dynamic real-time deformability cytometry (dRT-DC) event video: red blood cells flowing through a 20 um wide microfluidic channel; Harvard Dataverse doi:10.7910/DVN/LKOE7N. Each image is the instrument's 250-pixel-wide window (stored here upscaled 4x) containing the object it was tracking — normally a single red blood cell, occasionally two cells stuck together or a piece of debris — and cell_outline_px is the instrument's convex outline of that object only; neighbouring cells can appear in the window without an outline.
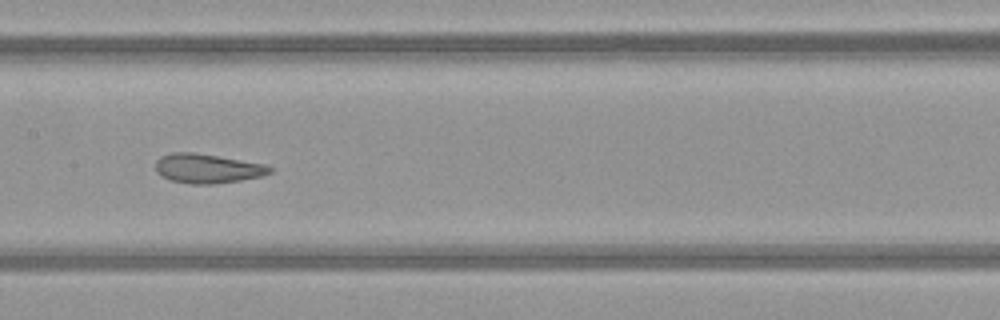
{"species": "common noctule bat (a hibernating species)", "species_latin": "Nyctalus noctula", "temperature_condition": "warm", "stored_images_in_passage": 28, "camera_frame_rate_fps": 3000, "um_per_image_px": 0.085, "animal": {"sex": "female", "body_mass_g": 21.9}, "frame": {"image": 1, "passage_image": 24, "time_ms": 7.667, "image_size_px": [1000, 320], "cell_outline_px": [[272, 172], [260, 176], [240, 180], [212, 184], [192, 184], [172, 180], [160, 176], [156, 172], [156, 160], [160, 156], [172, 152], [196, 152], [264, 164], [272, 168]], "centroid_in_image_um": [17.59, 14.31], "position_along_channel_um": 189.8, "area_um2": 19.48}}